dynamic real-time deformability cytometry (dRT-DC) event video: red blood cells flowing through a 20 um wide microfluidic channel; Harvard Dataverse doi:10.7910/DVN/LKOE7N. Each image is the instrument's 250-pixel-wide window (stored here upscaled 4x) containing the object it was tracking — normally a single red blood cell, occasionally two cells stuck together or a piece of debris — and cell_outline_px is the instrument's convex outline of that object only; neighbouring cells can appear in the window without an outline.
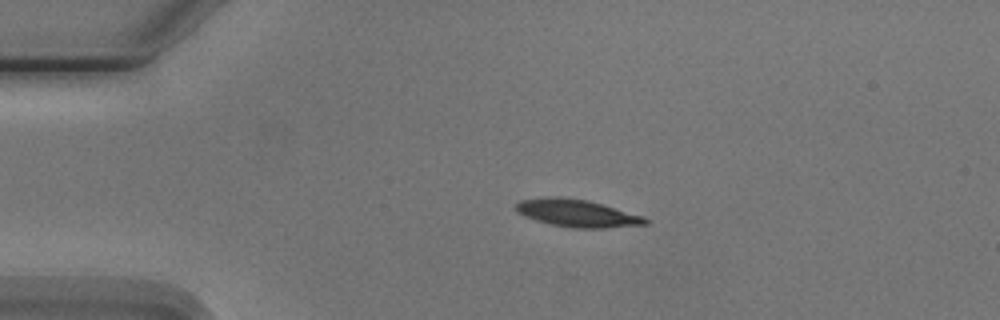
{"species": "Egyptian fruit bat (a non-hibernating species)", "species_latin": "Rousettus aegyptiacus", "temperature_condition": "cold", "stored_images_in_passage": 5, "segment_of_instrument_passage": [1, 2], "camera_frame_rate_fps": 3000, "um_per_image_px": 0.085, "animal": {"sex": "male"}, "frame": {"image": 1, "passage_image": 3, "time_ms": 2.333, "image_size_px": [1000, 320], "cell_outline_px": [[648, 224], [604, 228], [572, 228], [552, 224], [536, 220], [524, 216], [516, 212], [512, 208], [520, 200], [588, 200], [644, 216], [648, 220]], "centroid_in_image_um": [49.12, 18.18], "position_along_channel_um": 35.9, "area_um2": 19.71}}